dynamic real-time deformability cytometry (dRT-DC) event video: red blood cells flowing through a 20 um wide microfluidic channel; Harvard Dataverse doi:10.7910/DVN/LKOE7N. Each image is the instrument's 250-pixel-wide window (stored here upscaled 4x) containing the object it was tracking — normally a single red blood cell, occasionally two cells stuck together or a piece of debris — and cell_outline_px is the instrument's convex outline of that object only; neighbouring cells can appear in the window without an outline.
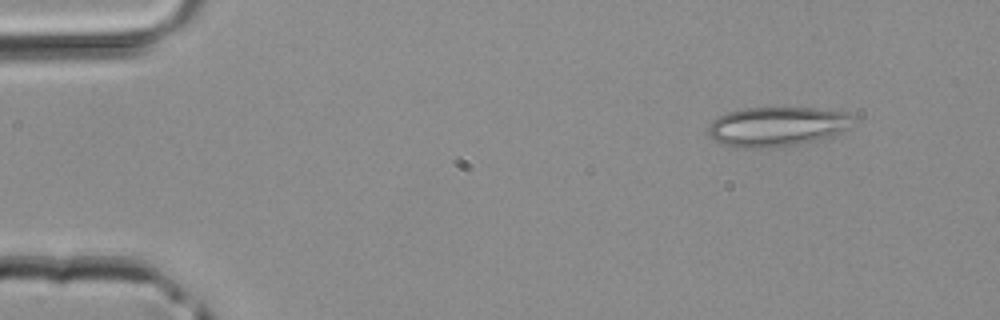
{"species": "common noctule bat (a hibernating species)", "species_latin": "Nyctalus noctula", "temperature_condition": "room temperature", "stored_images_in_passage": 4, "segment_of_instrument_passage": [1, 2], "camera_frame_rate_fps": 3000, "um_per_image_px": 0.085, "animal": {"sex": "male", "body_mass_g": 20.4}, "frame": {"image": 1, "passage_image": 1, "time_ms": 0.0, "image_size_px": [1000, 320], "cell_outline_px": [[856, 120], [840, 132], [824, 140], [776, 148], [736, 148], [712, 140], [708, 136], [708, 124], [712, 120], [728, 112], [744, 108], [816, 108], [848, 112], [856, 116]], "centroid_in_image_um": [66.06, 10.77], "position_along_channel_um": 18.9, "area_um2": 34.1}}